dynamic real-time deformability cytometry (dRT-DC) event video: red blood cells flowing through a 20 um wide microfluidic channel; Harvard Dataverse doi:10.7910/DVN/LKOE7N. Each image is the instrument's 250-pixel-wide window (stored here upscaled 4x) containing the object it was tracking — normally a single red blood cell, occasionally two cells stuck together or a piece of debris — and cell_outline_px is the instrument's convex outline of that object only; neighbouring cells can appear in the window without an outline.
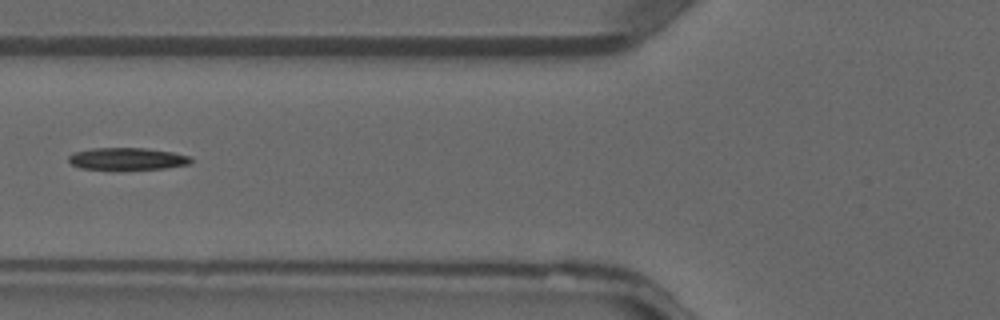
{"species": "common noctule bat (a hibernating species)", "species_latin": "Nyctalus noctula", "temperature_condition": "warm", "stored_images_in_passage": 6, "camera_frame_rate_fps": 3000, "um_per_image_px": 0.085, "animal": {"sex": "male", "forearm_length_mm": 52.5}, "frame": {"image": 1, "passage_image": 6, "time_ms": 1.667, "image_size_px": [1000, 320], "cell_outline_px": [[192, 164], [164, 168], [80, 168], [72, 164], [68, 160], [68, 156], [72, 152], [92, 148], [148, 148], [172, 152], [192, 156]], "centroid_in_image_um": [10.85, 13.47], "position_along_channel_um": 115.0, "area_um2": 15.55}}